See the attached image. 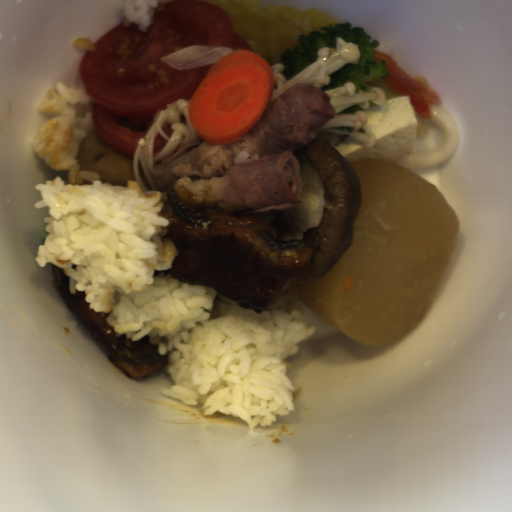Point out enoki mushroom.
Returning a JSON list of instances; mask_svg holds the SVG:
<instances>
[{
    "label": "enoki mushroom",
    "mask_w": 512,
    "mask_h": 512,
    "mask_svg": "<svg viewBox=\"0 0 512 512\" xmlns=\"http://www.w3.org/2000/svg\"><path fill=\"white\" fill-rule=\"evenodd\" d=\"M189 106L190 102L188 100L182 97L179 98L160 113L145 137L139 138L132 165L135 182L141 187L142 191L146 190V187L140 177L138 162L145 173L151 190H156L151 171L161 160L176 152L182 143L198 136L189 120ZM165 123H170L174 130L170 138L161 130L162 124ZM157 133H160L169 143L159 154L152 156L154 139Z\"/></svg>",
    "instance_id": "cea9216a"
},
{
    "label": "enoki mushroom",
    "mask_w": 512,
    "mask_h": 512,
    "mask_svg": "<svg viewBox=\"0 0 512 512\" xmlns=\"http://www.w3.org/2000/svg\"><path fill=\"white\" fill-rule=\"evenodd\" d=\"M325 92L332 100L334 116L323 126L320 133L347 135L359 141L366 148H372L375 145L376 136L369 132L366 135L359 132L362 127L368 124V113L363 110L355 114L340 113L353 105L363 109H368L372 105L382 106L387 100L384 90L379 86H373L368 93H357L355 83L349 80L341 87L328 89Z\"/></svg>",
    "instance_id": "6df1b440"
},
{
    "label": "enoki mushroom",
    "mask_w": 512,
    "mask_h": 512,
    "mask_svg": "<svg viewBox=\"0 0 512 512\" xmlns=\"http://www.w3.org/2000/svg\"><path fill=\"white\" fill-rule=\"evenodd\" d=\"M317 54L316 60L287 80L283 76L284 66L282 64L269 66L273 75L274 87L268 106L297 83L314 84L322 89L331 81L332 73L347 64L355 65L360 60L358 44L345 42L342 37H337L335 48H321Z\"/></svg>",
    "instance_id": "6f350940"
}]
</instances>
